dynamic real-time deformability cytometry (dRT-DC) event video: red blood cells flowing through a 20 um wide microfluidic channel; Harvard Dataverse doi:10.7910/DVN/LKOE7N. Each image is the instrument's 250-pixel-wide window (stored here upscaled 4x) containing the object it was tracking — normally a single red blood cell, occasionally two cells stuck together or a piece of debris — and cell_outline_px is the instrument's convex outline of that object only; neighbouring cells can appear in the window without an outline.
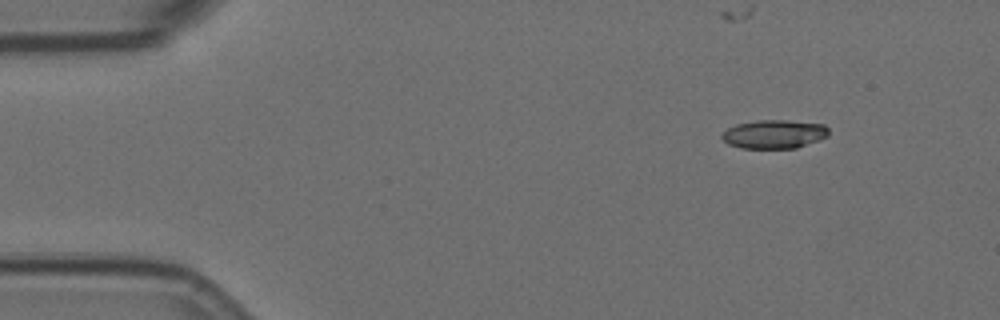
{"species": "Egyptian fruit bat (a non-hibernating species)", "species_latin": "Rousettus aegyptiacus", "temperature_condition": "room temperature", "stored_images_in_passage": 15, "camera_frame_rate_fps": 3000, "um_per_image_px": 0.085, "animal": {"sex": "female"}, "frame": {"image": 1, "passage_image": 2, "time_ms": 0.333, "image_size_px": [1000, 320], "cell_outline_px": [[828, 136], [796, 148], [740, 148], [728, 144], [720, 136], [728, 128], [736, 124], [756, 120], [788, 120], [824, 124], [828, 128]], "centroid_in_image_um": [65.79, 11.39], "position_along_channel_um": 19.2, "area_um2": 17.8}}
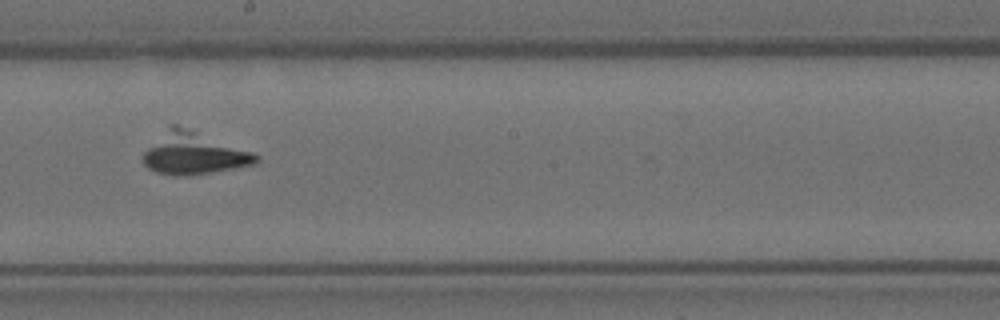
{"frame": {"image": 2, "passage_image": 8, "time_ms": 2.333, "image_size_px": [1000, 320], "cell_outline_px": [[260, 160], [252, 164], [212, 172], [188, 176], [172, 176], [156, 172], [148, 168], [144, 164], [144, 152], [168, 124], [176, 124], [252, 152], [260, 156]], "centroid_in_image_um": [16.42, 13.04], "position_along_channel_um": 231.8, "area_um2": 27.4}}
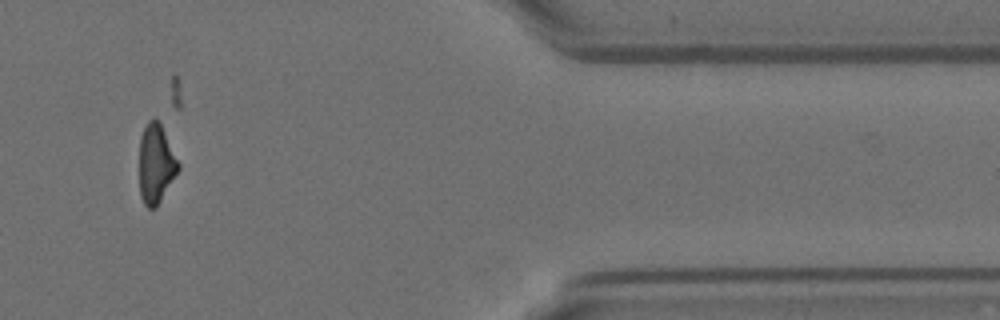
{"frame": {"image": 3, "passage_image": 13, "time_ms": 4.0, "image_size_px": [1000, 320], "cell_outline_px": [[180, 168], [156, 208], [148, 208], [144, 204], [140, 196], [140, 136], [148, 120], [160, 120], [180, 164]], "centroid_in_image_um": [13.27, 13.91], "position_along_channel_um": 398.1, "area_um2": 18.03}}